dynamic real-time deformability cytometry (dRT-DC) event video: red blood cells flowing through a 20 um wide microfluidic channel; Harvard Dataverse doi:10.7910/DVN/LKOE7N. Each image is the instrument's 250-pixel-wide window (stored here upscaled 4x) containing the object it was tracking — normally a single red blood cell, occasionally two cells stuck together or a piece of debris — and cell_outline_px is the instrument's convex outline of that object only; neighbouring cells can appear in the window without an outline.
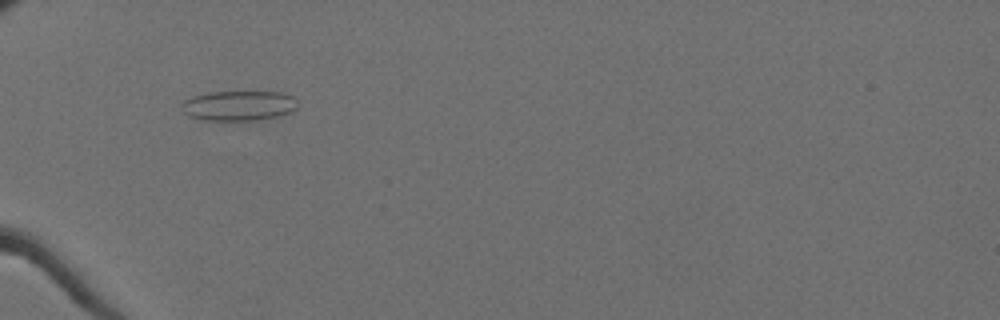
{"species": "Egyptian fruit bat (a non-hibernating species)", "species_latin": "Rousettus aegyptiacus", "temperature_condition": "cold", "stored_images_in_passage": 28, "camera_frame_rate_fps": 3000, "um_per_image_px": 0.085, "animal": {"sex": "female"}, "frame": {"image": 1, "passage_image": 23, "time_ms": 7.333, "image_size_px": [1000, 320], "cell_outline_px": [[296, 108], [292, 112], [280, 116], [260, 120], [204, 120], [188, 116], [184, 112], [180, 104], [184, 100], [192, 96], [208, 92], [280, 92], [292, 96], [296, 100]], "centroid_in_image_um": [20.28, 8.98], "position_along_channel_um": 64.7, "area_um2": 20.4}}